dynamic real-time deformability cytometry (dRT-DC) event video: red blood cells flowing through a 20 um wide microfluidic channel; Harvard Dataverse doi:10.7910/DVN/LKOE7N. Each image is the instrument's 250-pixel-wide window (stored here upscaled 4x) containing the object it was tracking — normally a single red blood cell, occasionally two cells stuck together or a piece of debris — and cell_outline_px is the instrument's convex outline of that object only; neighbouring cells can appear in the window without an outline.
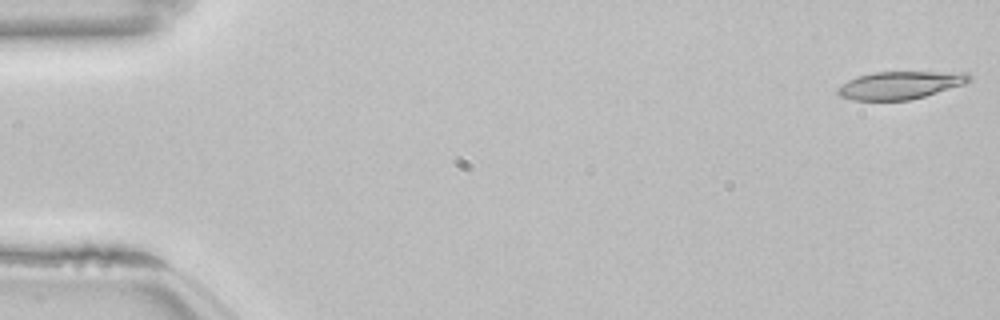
{"species": "common noctule bat (a hibernating species)", "species_latin": "Nyctalus noctula", "temperature_condition": "room temperature", "stored_images_in_passage": 14, "camera_frame_rate_fps": 3000, "um_per_image_px": 0.085, "animal": {"sex": "female", "body_mass_g": 22.7, "forearm_length_mm": 54.2}, "frame": {"image": 1, "passage_image": 1, "time_ms": 0.0, "image_size_px": [1000, 320], "cell_outline_px": [[972, 80], [964, 84], [912, 100], [852, 100], [840, 96], [836, 92], [836, 88], [840, 84], [848, 80], [872, 72], [968, 72], [972, 76]], "centroid_in_image_um": [76.51, 7.24], "position_along_channel_um": 8.5, "area_um2": 21.39}}